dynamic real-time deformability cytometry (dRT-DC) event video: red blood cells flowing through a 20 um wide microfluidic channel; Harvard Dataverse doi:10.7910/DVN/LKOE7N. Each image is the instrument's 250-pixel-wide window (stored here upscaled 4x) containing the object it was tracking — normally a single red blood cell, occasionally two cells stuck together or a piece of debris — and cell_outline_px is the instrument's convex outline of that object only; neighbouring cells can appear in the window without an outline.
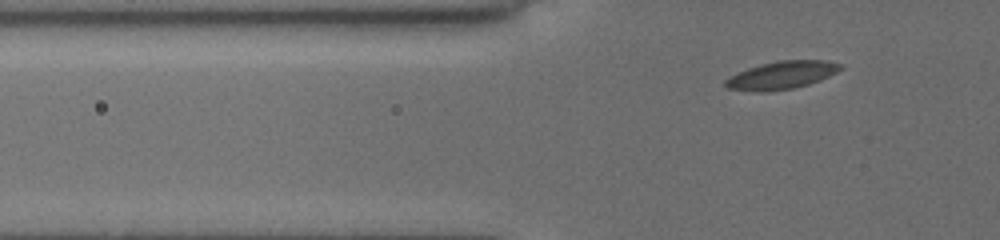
{"species": "common noctule bat (a hibernating species)", "species_latin": "Nyctalus noctula", "temperature_condition": "cold", "stored_images_in_passage": 36, "camera_frame_rate_fps": 3000, "um_per_image_px": 0.085, "animal": {"sex": "female", "body_mass_g": 19.5, "forearm_length_mm": 54.1}, "frame": {"image": 1, "passage_image": 2, "time_ms": 0.333, "image_size_px": [1000, 240], "cell_outline_px": [[844, 68], [828, 76], [792, 88], [728, 88], [724, 84], [724, 80], [748, 68], [760, 64], [776, 60], [828, 60], [840, 64]], "centroid_in_image_um": [66.53, 6.3], "position_along_channel_um": 59.3, "area_um2": 17.28}}
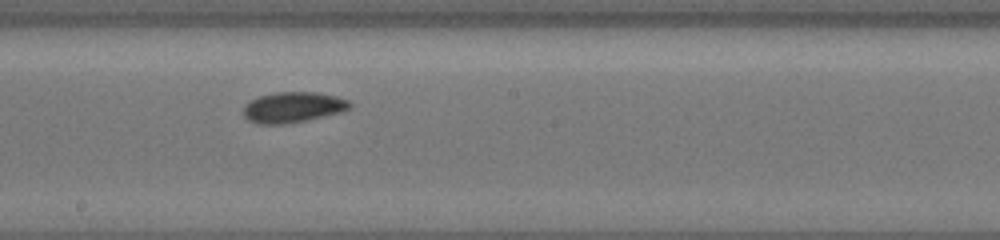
{"frame": {"image": 2, "passage_image": 16, "time_ms": 5.0, "image_size_px": [1000, 240], "cell_outline_px": [[352, 104], [348, 108], [336, 112], [304, 120], [284, 124], [256, 124], [248, 120], [244, 116], [244, 108], [252, 100], [260, 96], [276, 92], [316, 92], [336, 96], [348, 100]], "centroid_in_image_um": [24.86, 9.11], "position_along_channel_um": 223.3, "area_um2": 18.44}}
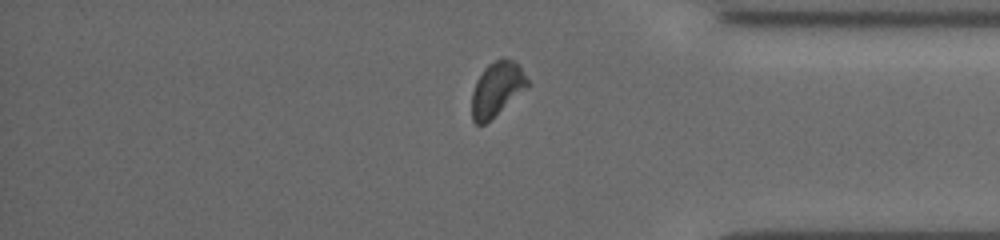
{"frame": {"image": 3, "passage_image": 30, "time_ms": 9.667, "image_size_px": [1000, 240], "cell_outline_px": [[528, 88], [484, 124], [476, 124], [472, 120], [472, 92], [476, 80], [484, 68], [488, 64], [496, 60], [512, 60], [520, 68], [528, 80]], "centroid_in_image_um": [42.21, 7.59], "position_along_channel_um": 393.0, "area_um2": 17.22}}